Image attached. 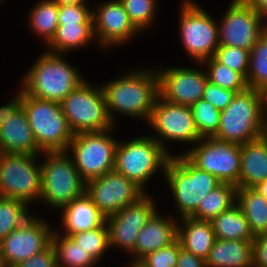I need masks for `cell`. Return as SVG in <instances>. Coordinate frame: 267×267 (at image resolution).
Segmentation results:
<instances>
[{
  "mask_svg": "<svg viewBox=\"0 0 267 267\" xmlns=\"http://www.w3.org/2000/svg\"><path fill=\"white\" fill-rule=\"evenodd\" d=\"M156 135L152 137L172 156L169 142L196 145L201 139L190 106L170 103L157 97L152 114L147 123ZM169 141V142H168Z\"/></svg>",
  "mask_w": 267,
  "mask_h": 267,
  "instance_id": "cell-13",
  "label": "cell"
},
{
  "mask_svg": "<svg viewBox=\"0 0 267 267\" xmlns=\"http://www.w3.org/2000/svg\"><path fill=\"white\" fill-rule=\"evenodd\" d=\"M180 248V242L176 239L168 246L148 253L133 267H176Z\"/></svg>",
  "mask_w": 267,
  "mask_h": 267,
  "instance_id": "cell-39",
  "label": "cell"
},
{
  "mask_svg": "<svg viewBox=\"0 0 267 267\" xmlns=\"http://www.w3.org/2000/svg\"><path fill=\"white\" fill-rule=\"evenodd\" d=\"M162 69V70H161ZM159 96L173 103L191 106L203 98L208 82L206 70L188 67L157 68Z\"/></svg>",
  "mask_w": 267,
  "mask_h": 267,
  "instance_id": "cell-19",
  "label": "cell"
},
{
  "mask_svg": "<svg viewBox=\"0 0 267 267\" xmlns=\"http://www.w3.org/2000/svg\"><path fill=\"white\" fill-rule=\"evenodd\" d=\"M59 5L54 0H39L29 11L30 32L44 40L47 46L53 39L58 24Z\"/></svg>",
  "mask_w": 267,
  "mask_h": 267,
  "instance_id": "cell-30",
  "label": "cell"
},
{
  "mask_svg": "<svg viewBox=\"0 0 267 267\" xmlns=\"http://www.w3.org/2000/svg\"><path fill=\"white\" fill-rule=\"evenodd\" d=\"M112 129L74 134L68 149L70 157L85 181L103 176L114 169L118 140L111 136ZM70 152V153H69Z\"/></svg>",
  "mask_w": 267,
  "mask_h": 267,
  "instance_id": "cell-10",
  "label": "cell"
},
{
  "mask_svg": "<svg viewBox=\"0 0 267 267\" xmlns=\"http://www.w3.org/2000/svg\"><path fill=\"white\" fill-rule=\"evenodd\" d=\"M153 200V196L146 193L136 203L106 217L110 248H120L128 255L134 252L140 230L158 211Z\"/></svg>",
  "mask_w": 267,
  "mask_h": 267,
  "instance_id": "cell-16",
  "label": "cell"
},
{
  "mask_svg": "<svg viewBox=\"0 0 267 267\" xmlns=\"http://www.w3.org/2000/svg\"><path fill=\"white\" fill-rule=\"evenodd\" d=\"M164 179L171 191L178 220L191 217L200 200L222 182L214 175L199 169L183 153L172 155L166 163Z\"/></svg>",
  "mask_w": 267,
  "mask_h": 267,
  "instance_id": "cell-3",
  "label": "cell"
},
{
  "mask_svg": "<svg viewBox=\"0 0 267 267\" xmlns=\"http://www.w3.org/2000/svg\"><path fill=\"white\" fill-rule=\"evenodd\" d=\"M156 212L137 236L131 262L126 267L135 266L148 253L168 246L177 239L178 220L167 215V218ZM164 216V217H163Z\"/></svg>",
  "mask_w": 267,
  "mask_h": 267,
  "instance_id": "cell-20",
  "label": "cell"
},
{
  "mask_svg": "<svg viewBox=\"0 0 267 267\" xmlns=\"http://www.w3.org/2000/svg\"><path fill=\"white\" fill-rule=\"evenodd\" d=\"M214 58L222 65L240 72L246 78L249 71L250 51L233 46L219 45Z\"/></svg>",
  "mask_w": 267,
  "mask_h": 267,
  "instance_id": "cell-38",
  "label": "cell"
},
{
  "mask_svg": "<svg viewBox=\"0 0 267 267\" xmlns=\"http://www.w3.org/2000/svg\"><path fill=\"white\" fill-rule=\"evenodd\" d=\"M267 200V179L253 187Z\"/></svg>",
  "mask_w": 267,
  "mask_h": 267,
  "instance_id": "cell-47",
  "label": "cell"
},
{
  "mask_svg": "<svg viewBox=\"0 0 267 267\" xmlns=\"http://www.w3.org/2000/svg\"><path fill=\"white\" fill-rule=\"evenodd\" d=\"M29 208L23 201L0 196V241L32 216Z\"/></svg>",
  "mask_w": 267,
  "mask_h": 267,
  "instance_id": "cell-33",
  "label": "cell"
},
{
  "mask_svg": "<svg viewBox=\"0 0 267 267\" xmlns=\"http://www.w3.org/2000/svg\"><path fill=\"white\" fill-rule=\"evenodd\" d=\"M41 164L42 193L40 202L58 209L82 196L86 182L80 177L68 152H43Z\"/></svg>",
  "mask_w": 267,
  "mask_h": 267,
  "instance_id": "cell-6",
  "label": "cell"
},
{
  "mask_svg": "<svg viewBox=\"0 0 267 267\" xmlns=\"http://www.w3.org/2000/svg\"><path fill=\"white\" fill-rule=\"evenodd\" d=\"M22 107L42 152L67 151L74 133L63 114L61 103L31 97L22 90Z\"/></svg>",
  "mask_w": 267,
  "mask_h": 267,
  "instance_id": "cell-7",
  "label": "cell"
},
{
  "mask_svg": "<svg viewBox=\"0 0 267 267\" xmlns=\"http://www.w3.org/2000/svg\"><path fill=\"white\" fill-rule=\"evenodd\" d=\"M236 93L237 92L223 89L208 81L205 85L202 99L213 105L216 109L222 111L231 104Z\"/></svg>",
  "mask_w": 267,
  "mask_h": 267,
  "instance_id": "cell-41",
  "label": "cell"
},
{
  "mask_svg": "<svg viewBox=\"0 0 267 267\" xmlns=\"http://www.w3.org/2000/svg\"><path fill=\"white\" fill-rule=\"evenodd\" d=\"M177 239L183 249L205 260L216 237L211 221L184 217L178 220Z\"/></svg>",
  "mask_w": 267,
  "mask_h": 267,
  "instance_id": "cell-23",
  "label": "cell"
},
{
  "mask_svg": "<svg viewBox=\"0 0 267 267\" xmlns=\"http://www.w3.org/2000/svg\"><path fill=\"white\" fill-rule=\"evenodd\" d=\"M121 75L101 85L111 122L116 125L115 115L121 114L137 120L144 119L148 123L159 96V75L156 68H134Z\"/></svg>",
  "mask_w": 267,
  "mask_h": 267,
  "instance_id": "cell-1",
  "label": "cell"
},
{
  "mask_svg": "<svg viewBox=\"0 0 267 267\" xmlns=\"http://www.w3.org/2000/svg\"><path fill=\"white\" fill-rule=\"evenodd\" d=\"M120 141L116 147L114 169L148 193L146 187L149 180L158 171L164 175L167 160L171 155L152 134Z\"/></svg>",
  "mask_w": 267,
  "mask_h": 267,
  "instance_id": "cell-4",
  "label": "cell"
},
{
  "mask_svg": "<svg viewBox=\"0 0 267 267\" xmlns=\"http://www.w3.org/2000/svg\"><path fill=\"white\" fill-rule=\"evenodd\" d=\"M60 5H74V4H87L88 0H54Z\"/></svg>",
  "mask_w": 267,
  "mask_h": 267,
  "instance_id": "cell-49",
  "label": "cell"
},
{
  "mask_svg": "<svg viewBox=\"0 0 267 267\" xmlns=\"http://www.w3.org/2000/svg\"><path fill=\"white\" fill-rule=\"evenodd\" d=\"M44 219L32 214L20 227L0 241V261L3 267L22 263L51 245L54 229Z\"/></svg>",
  "mask_w": 267,
  "mask_h": 267,
  "instance_id": "cell-15",
  "label": "cell"
},
{
  "mask_svg": "<svg viewBox=\"0 0 267 267\" xmlns=\"http://www.w3.org/2000/svg\"><path fill=\"white\" fill-rule=\"evenodd\" d=\"M262 137L267 142V114H266L265 119H264V127H263V131H262Z\"/></svg>",
  "mask_w": 267,
  "mask_h": 267,
  "instance_id": "cell-50",
  "label": "cell"
},
{
  "mask_svg": "<svg viewBox=\"0 0 267 267\" xmlns=\"http://www.w3.org/2000/svg\"><path fill=\"white\" fill-rule=\"evenodd\" d=\"M22 108V89H18L16 95L8 102V104L0 106V127L9 117L12 118Z\"/></svg>",
  "mask_w": 267,
  "mask_h": 267,
  "instance_id": "cell-44",
  "label": "cell"
},
{
  "mask_svg": "<svg viewBox=\"0 0 267 267\" xmlns=\"http://www.w3.org/2000/svg\"><path fill=\"white\" fill-rule=\"evenodd\" d=\"M236 193V185L221 183L200 200L197 211L191 217L211 221L236 204Z\"/></svg>",
  "mask_w": 267,
  "mask_h": 267,
  "instance_id": "cell-31",
  "label": "cell"
},
{
  "mask_svg": "<svg viewBox=\"0 0 267 267\" xmlns=\"http://www.w3.org/2000/svg\"><path fill=\"white\" fill-rule=\"evenodd\" d=\"M264 111L267 113V82L259 89Z\"/></svg>",
  "mask_w": 267,
  "mask_h": 267,
  "instance_id": "cell-48",
  "label": "cell"
},
{
  "mask_svg": "<svg viewBox=\"0 0 267 267\" xmlns=\"http://www.w3.org/2000/svg\"><path fill=\"white\" fill-rule=\"evenodd\" d=\"M93 30L98 46L103 49L124 46L141 32L131 22L120 0L99 3L92 10Z\"/></svg>",
  "mask_w": 267,
  "mask_h": 267,
  "instance_id": "cell-18",
  "label": "cell"
},
{
  "mask_svg": "<svg viewBox=\"0 0 267 267\" xmlns=\"http://www.w3.org/2000/svg\"><path fill=\"white\" fill-rule=\"evenodd\" d=\"M32 64L20 82V88L31 97L61 103L86 80L78 67L64 59V54L44 50Z\"/></svg>",
  "mask_w": 267,
  "mask_h": 267,
  "instance_id": "cell-2",
  "label": "cell"
},
{
  "mask_svg": "<svg viewBox=\"0 0 267 267\" xmlns=\"http://www.w3.org/2000/svg\"><path fill=\"white\" fill-rule=\"evenodd\" d=\"M13 267H57L55 251L50 245L43 252Z\"/></svg>",
  "mask_w": 267,
  "mask_h": 267,
  "instance_id": "cell-42",
  "label": "cell"
},
{
  "mask_svg": "<svg viewBox=\"0 0 267 267\" xmlns=\"http://www.w3.org/2000/svg\"><path fill=\"white\" fill-rule=\"evenodd\" d=\"M0 153L41 155L23 107L0 127Z\"/></svg>",
  "mask_w": 267,
  "mask_h": 267,
  "instance_id": "cell-21",
  "label": "cell"
},
{
  "mask_svg": "<svg viewBox=\"0 0 267 267\" xmlns=\"http://www.w3.org/2000/svg\"><path fill=\"white\" fill-rule=\"evenodd\" d=\"M190 108L200 137H213L220 127L221 111L204 99H199Z\"/></svg>",
  "mask_w": 267,
  "mask_h": 267,
  "instance_id": "cell-35",
  "label": "cell"
},
{
  "mask_svg": "<svg viewBox=\"0 0 267 267\" xmlns=\"http://www.w3.org/2000/svg\"><path fill=\"white\" fill-rule=\"evenodd\" d=\"M205 263L206 267H253V241L216 238Z\"/></svg>",
  "mask_w": 267,
  "mask_h": 267,
  "instance_id": "cell-25",
  "label": "cell"
},
{
  "mask_svg": "<svg viewBox=\"0 0 267 267\" xmlns=\"http://www.w3.org/2000/svg\"><path fill=\"white\" fill-rule=\"evenodd\" d=\"M267 21V0H245Z\"/></svg>",
  "mask_w": 267,
  "mask_h": 267,
  "instance_id": "cell-46",
  "label": "cell"
},
{
  "mask_svg": "<svg viewBox=\"0 0 267 267\" xmlns=\"http://www.w3.org/2000/svg\"><path fill=\"white\" fill-rule=\"evenodd\" d=\"M253 267H267V232L258 234L253 240Z\"/></svg>",
  "mask_w": 267,
  "mask_h": 267,
  "instance_id": "cell-43",
  "label": "cell"
},
{
  "mask_svg": "<svg viewBox=\"0 0 267 267\" xmlns=\"http://www.w3.org/2000/svg\"><path fill=\"white\" fill-rule=\"evenodd\" d=\"M85 193L106 217L136 203L146 194L115 169L87 181Z\"/></svg>",
  "mask_w": 267,
  "mask_h": 267,
  "instance_id": "cell-17",
  "label": "cell"
},
{
  "mask_svg": "<svg viewBox=\"0 0 267 267\" xmlns=\"http://www.w3.org/2000/svg\"><path fill=\"white\" fill-rule=\"evenodd\" d=\"M57 230L54 229L51 237V246L55 251L57 267H94L97 265L98 262L94 257L71 236L64 234L62 236Z\"/></svg>",
  "mask_w": 267,
  "mask_h": 267,
  "instance_id": "cell-28",
  "label": "cell"
},
{
  "mask_svg": "<svg viewBox=\"0 0 267 267\" xmlns=\"http://www.w3.org/2000/svg\"><path fill=\"white\" fill-rule=\"evenodd\" d=\"M40 155L0 153V196L40 201L42 193Z\"/></svg>",
  "mask_w": 267,
  "mask_h": 267,
  "instance_id": "cell-11",
  "label": "cell"
},
{
  "mask_svg": "<svg viewBox=\"0 0 267 267\" xmlns=\"http://www.w3.org/2000/svg\"><path fill=\"white\" fill-rule=\"evenodd\" d=\"M176 267H206L205 260L186 251L182 247L179 250Z\"/></svg>",
  "mask_w": 267,
  "mask_h": 267,
  "instance_id": "cell-45",
  "label": "cell"
},
{
  "mask_svg": "<svg viewBox=\"0 0 267 267\" xmlns=\"http://www.w3.org/2000/svg\"><path fill=\"white\" fill-rule=\"evenodd\" d=\"M183 154L199 169L214 175L222 183L239 188L240 145L215 137H203Z\"/></svg>",
  "mask_w": 267,
  "mask_h": 267,
  "instance_id": "cell-12",
  "label": "cell"
},
{
  "mask_svg": "<svg viewBox=\"0 0 267 267\" xmlns=\"http://www.w3.org/2000/svg\"><path fill=\"white\" fill-rule=\"evenodd\" d=\"M246 82L249 88L257 90L267 82V30L260 36L250 51Z\"/></svg>",
  "mask_w": 267,
  "mask_h": 267,
  "instance_id": "cell-34",
  "label": "cell"
},
{
  "mask_svg": "<svg viewBox=\"0 0 267 267\" xmlns=\"http://www.w3.org/2000/svg\"><path fill=\"white\" fill-rule=\"evenodd\" d=\"M99 86V87H98ZM83 81L61 102L63 114L74 134L112 129L101 85Z\"/></svg>",
  "mask_w": 267,
  "mask_h": 267,
  "instance_id": "cell-8",
  "label": "cell"
},
{
  "mask_svg": "<svg viewBox=\"0 0 267 267\" xmlns=\"http://www.w3.org/2000/svg\"><path fill=\"white\" fill-rule=\"evenodd\" d=\"M95 41L93 23L59 24L45 51L54 54L70 53Z\"/></svg>",
  "mask_w": 267,
  "mask_h": 267,
  "instance_id": "cell-26",
  "label": "cell"
},
{
  "mask_svg": "<svg viewBox=\"0 0 267 267\" xmlns=\"http://www.w3.org/2000/svg\"><path fill=\"white\" fill-rule=\"evenodd\" d=\"M266 114L260 90L248 87L236 93L231 104L221 111L220 127L213 137L239 145L258 139Z\"/></svg>",
  "mask_w": 267,
  "mask_h": 267,
  "instance_id": "cell-5",
  "label": "cell"
},
{
  "mask_svg": "<svg viewBox=\"0 0 267 267\" xmlns=\"http://www.w3.org/2000/svg\"><path fill=\"white\" fill-rule=\"evenodd\" d=\"M60 209L61 227L67 236L101 227L106 222V216L86 193Z\"/></svg>",
  "mask_w": 267,
  "mask_h": 267,
  "instance_id": "cell-22",
  "label": "cell"
},
{
  "mask_svg": "<svg viewBox=\"0 0 267 267\" xmlns=\"http://www.w3.org/2000/svg\"><path fill=\"white\" fill-rule=\"evenodd\" d=\"M236 204L247 218L254 236L267 232V200L254 188H237Z\"/></svg>",
  "mask_w": 267,
  "mask_h": 267,
  "instance_id": "cell-29",
  "label": "cell"
},
{
  "mask_svg": "<svg viewBox=\"0 0 267 267\" xmlns=\"http://www.w3.org/2000/svg\"><path fill=\"white\" fill-rule=\"evenodd\" d=\"M211 223L217 239L253 241L255 238L247 218L237 204L214 217Z\"/></svg>",
  "mask_w": 267,
  "mask_h": 267,
  "instance_id": "cell-27",
  "label": "cell"
},
{
  "mask_svg": "<svg viewBox=\"0 0 267 267\" xmlns=\"http://www.w3.org/2000/svg\"><path fill=\"white\" fill-rule=\"evenodd\" d=\"M75 242L87 251L98 262L110 249L109 230L106 222L98 228L72 234Z\"/></svg>",
  "mask_w": 267,
  "mask_h": 267,
  "instance_id": "cell-36",
  "label": "cell"
},
{
  "mask_svg": "<svg viewBox=\"0 0 267 267\" xmlns=\"http://www.w3.org/2000/svg\"><path fill=\"white\" fill-rule=\"evenodd\" d=\"M182 1L179 13L180 43L194 64L201 63L214 57L219 47L218 22L196 1Z\"/></svg>",
  "mask_w": 267,
  "mask_h": 267,
  "instance_id": "cell-9",
  "label": "cell"
},
{
  "mask_svg": "<svg viewBox=\"0 0 267 267\" xmlns=\"http://www.w3.org/2000/svg\"><path fill=\"white\" fill-rule=\"evenodd\" d=\"M196 64L199 67L204 65L208 81L212 84L237 93L248 88L246 78L240 72L222 65L214 57Z\"/></svg>",
  "mask_w": 267,
  "mask_h": 267,
  "instance_id": "cell-32",
  "label": "cell"
},
{
  "mask_svg": "<svg viewBox=\"0 0 267 267\" xmlns=\"http://www.w3.org/2000/svg\"><path fill=\"white\" fill-rule=\"evenodd\" d=\"M218 22L219 45L251 51L267 30V21L245 0H232Z\"/></svg>",
  "mask_w": 267,
  "mask_h": 267,
  "instance_id": "cell-14",
  "label": "cell"
},
{
  "mask_svg": "<svg viewBox=\"0 0 267 267\" xmlns=\"http://www.w3.org/2000/svg\"><path fill=\"white\" fill-rule=\"evenodd\" d=\"M239 187L253 188L267 179V142L261 136L240 145Z\"/></svg>",
  "mask_w": 267,
  "mask_h": 267,
  "instance_id": "cell-24",
  "label": "cell"
},
{
  "mask_svg": "<svg viewBox=\"0 0 267 267\" xmlns=\"http://www.w3.org/2000/svg\"><path fill=\"white\" fill-rule=\"evenodd\" d=\"M89 4L60 5L58 24L93 23Z\"/></svg>",
  "mask_w": 267,
  "mask_h": 267,
  "instance_id": "cell-40",
  "label": "cell"
},
{
  "mask_svg": "<svg viewBox=\"0 0 267 267\" xmlns=\"http://www.w3.org/2000/svg\"><path fill=\"white\" fill-rule=\"evenodd\" d=\"M131 22L140 31H146L156 21L159 0H120Z\"/></svg>",
  "mask_w": 267,
  "mask_h": 267,
  "instance_id": "cell-37",
  "label": "cell"
}]
</instances>
